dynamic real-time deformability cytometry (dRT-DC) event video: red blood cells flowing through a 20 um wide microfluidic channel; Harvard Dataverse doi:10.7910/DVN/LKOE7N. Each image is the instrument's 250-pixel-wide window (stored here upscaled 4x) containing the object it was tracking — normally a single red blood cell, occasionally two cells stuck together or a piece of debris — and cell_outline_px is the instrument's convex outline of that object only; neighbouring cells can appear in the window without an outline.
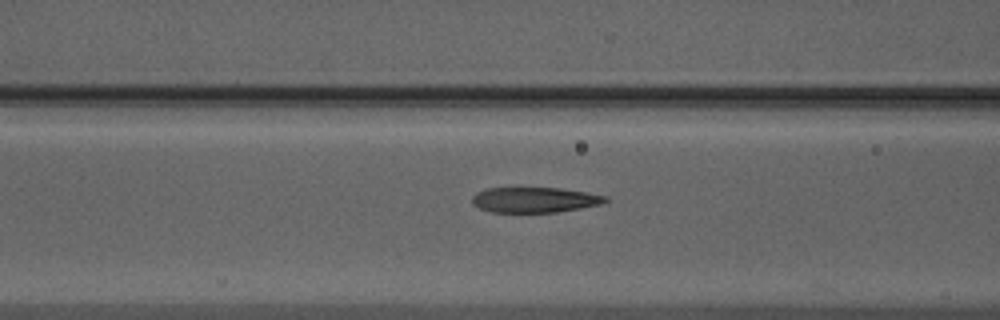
{"species": "Egyptian fruit bat (a non-hibernating species)", "species_latin": "Rousettus aegyptiacus", "temperature_condition": "warm", "stored_images_in_passage": 38, "camera_frame_rate_fps": 3000, "um_per_image_px": 0.085, "animal": {"sex": "male"}, "frame": {"image": 1, "passage_image": 17, "time_ms": 5.333, "image_size_px": [1000, 320], "cell_outline_px": [[608, 200], [600, 204], [580, 208], [556, 212], [492, 212], [480, 208], [472, 204], [472, 196], [476, 192], [488, 188], [560, 188], [608, 196]], "centroid_in_image_um": [45.42, 16.98], "position_along_channel_um": 121.2, "area_um2": 19.54}}
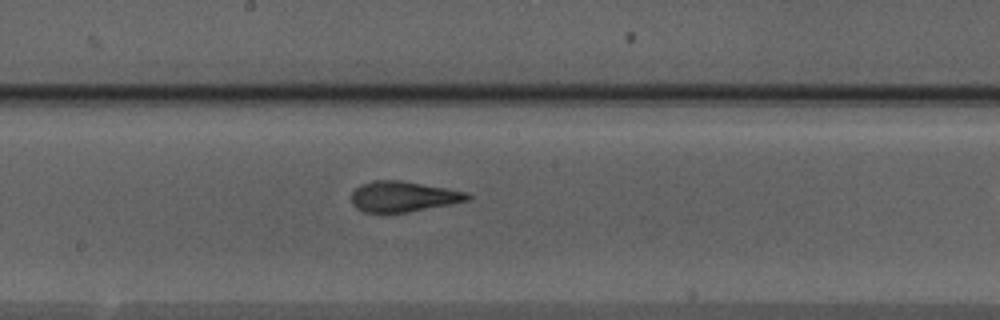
{"frame": {"image": 2, "passage_image": 24, "time_ms": 7.667, "image_size_px": [1000, 320], "cell_outline_px": [[472, 196], [468, 200], [452, 204], [408, 212], [364, 212], [356, 208], [352, 204], [352, 192], [356, 188], [364, 184], [376, 180], [400, 180], [468, 192]], "centroid_in_image_um": [34.29, 16.71], "position_along_channel_um": 213.9, "area_um2": 20.46}}
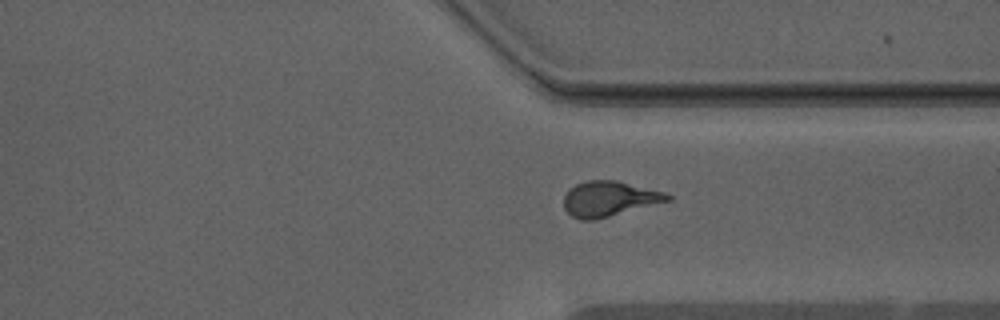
{"frame": {"image": 3, "passage_image": 35, "time_ms": 11.333, "image_size_px": [1000, 320], "cell_outline_px": [[672, 200], [596, 220], [580, 220], [572, 216], [564, 208], [564, 196], [576, 184], [588, 180], [616, 180], [664, 192], [672, 196]], "centroid_in_image_um": [51.8, 16.91], "position_along_channel_um": 359.6, "area_um2": 21.21}}